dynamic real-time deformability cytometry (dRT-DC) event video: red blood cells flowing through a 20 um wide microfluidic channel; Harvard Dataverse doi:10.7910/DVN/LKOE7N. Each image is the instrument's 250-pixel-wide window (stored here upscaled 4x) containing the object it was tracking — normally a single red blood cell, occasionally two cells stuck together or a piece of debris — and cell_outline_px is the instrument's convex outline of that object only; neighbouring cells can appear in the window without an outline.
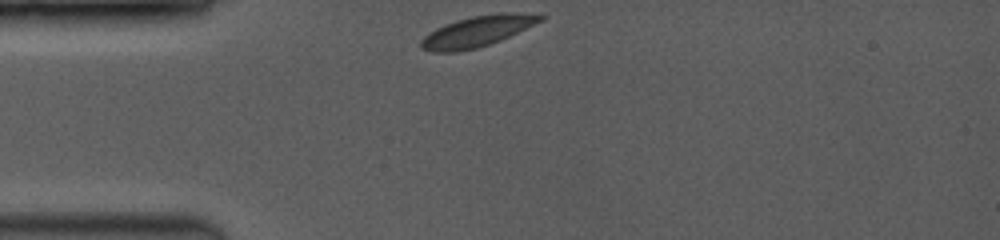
{"species": "common noctule bat (a hibernating species)", "species_latin": "Nyctalus noctula", "temperature_condition": "room temperature", "stored_images_in_passage": 8, "camera_frame_rate_fps": 3500, "um_per_image_px": 0.085, "animal": {"sex": "female", "body_mass_g": 19.0, "forearm_length_mm": 53.3}, "frame": {"image": 1, "passage_image": 1, "time_ms": 0.0, "image_size_px": [1000, 240], "cell_outline_px": [[548, 16], [544, 20], [500, 40], [476, 48], [456, 52], [432, 52], [420, 48], [420, 40], [428, 32], [436, 28], [456, 20], [472, 16], [500, 12], [512, 12]], "centroid_in_image_um": [40.55, 2.66], "position_along_channel_um": 44.5, "area_um2": 21.39}}
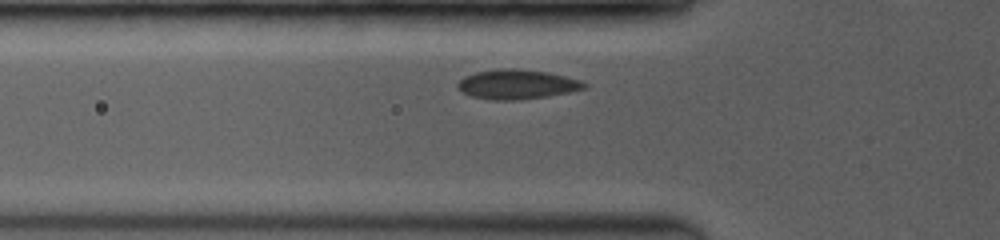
{"frame": {"image": 2, "passage_image": 4, "time_ms": 1.429, "image_size_px": [1000, 240], "cell_outline_px": [[588, 88], [548, 96], [520, 100], [492, 100], [472, 96], [464, 92], [456, 84], [464, 76], [476, 72], [496, 68], [516, 68], [548, 72], [580, 80], [588, 84]], "centroid_in_image_um": [43.97, 7.16], "position_along_channel_um": 81.8, "area_um2": 21.85}}
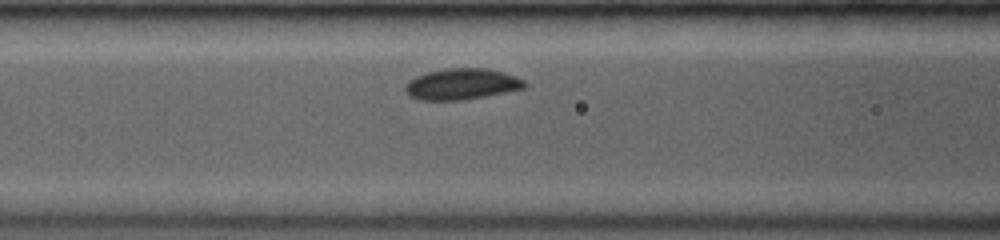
{"frame": {"image": 3, "passage_image": 7, "time_ms": 2.571, "image_size_px": [1000, 240], "cell_outline_px": [[528, 84], [524, 88], [484, 96], [460, 100], [420, 100], [408, 96], [404, 88], [404, 84], [408, 80], [416, 76], [428, 72], [444, 68], [488, 68], [504, 72], [516, 76], [524, 80]], "centroid_in_image_um": [39.22, 7.14], "position_along_channel_um": 127.4, "area_um2": 21.73}}